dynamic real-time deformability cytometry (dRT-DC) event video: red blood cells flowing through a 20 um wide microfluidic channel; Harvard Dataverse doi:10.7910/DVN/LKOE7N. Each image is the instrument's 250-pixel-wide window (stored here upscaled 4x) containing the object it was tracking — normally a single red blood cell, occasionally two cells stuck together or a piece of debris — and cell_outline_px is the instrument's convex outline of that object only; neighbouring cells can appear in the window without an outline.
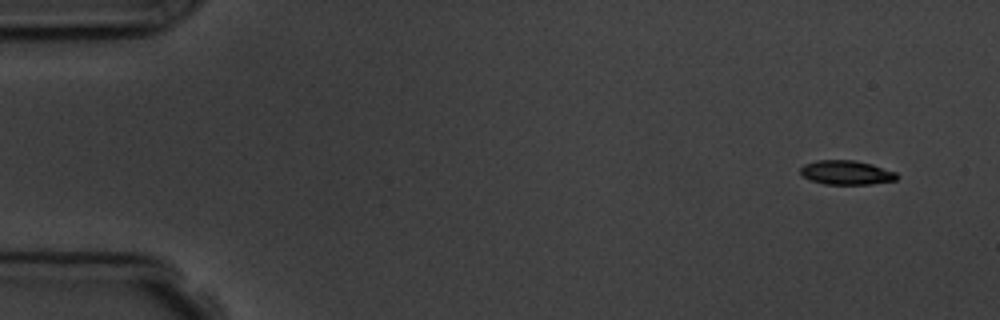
{"species": "common noctule bat (a hibernating species)", "species_latin": "Nyctalus noctula", "temperature_condition": "room temperature", "stored_images_in_passage": 5, "segment_of_instrument_passage": [1, 2], "camera_frame_rate_fps": 3000, "um_per_image_px": 0.085, "animal": {"sex": "male", "body_mass_g": 19.5, "forearm_length_mm": 54.6}, "frame": {"image": 1, "passage_image": 1, "time_ms": 0.0, "image_size_px": [1000, 320], "cell_outline_px": [[900, 176], [896, 180], [868, 184], [824, 184], [812, 180], [804, 176], [800, 172], [800, 168], [804, 164], [816, 160], [856, 160], [872, 164], [896, 172]], "centroid_in_image_um": [71.96, 14.66], "position_along_channel_um": 13.0, "area_um2": 13.58}}